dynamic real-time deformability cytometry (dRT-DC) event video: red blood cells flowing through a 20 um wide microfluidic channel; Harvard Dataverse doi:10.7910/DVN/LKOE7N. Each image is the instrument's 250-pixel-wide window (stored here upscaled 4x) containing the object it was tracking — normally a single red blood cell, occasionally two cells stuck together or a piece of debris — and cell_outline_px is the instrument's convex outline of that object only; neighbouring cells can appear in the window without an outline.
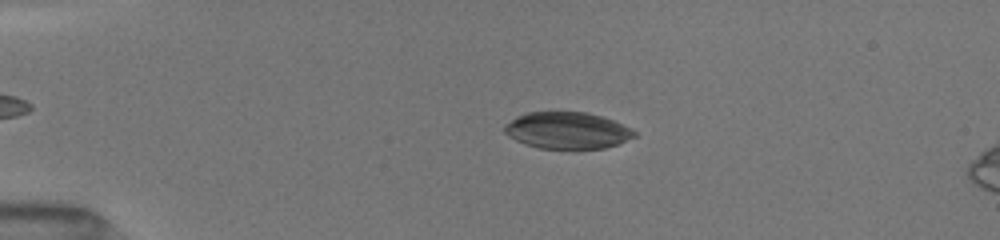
{"species": "common noctule bat (a hibernating species)", "species_latin": "Nyctalus noctula", "temperature_condition": "room temperature", "stored_images_in_passage": 55, "camera_frame_rate_fps": 3000, "um_per_image_px": 0.085, "animal": {"sex": "female", "body_mass_g": 19.5, "forearm_length_mm": 54.1}, "frame": {"image": 1, "passage_image": 18, "time_ms": 3.333, "image_size_px": [1000, 240], "cell_outline_px": [[636, 136], [616, 144], [604, 148], [540, 148], [524, 144], [508, 136], [504, 132], [504, 124], [516, 116], [528, 112], [584, 112], [600, 116], [612, 120], [636, 132]], "centroid_in_image_um": [48.15, 11.08], "position_along_channel_um": 36.8, "area_um2": 27.4}}
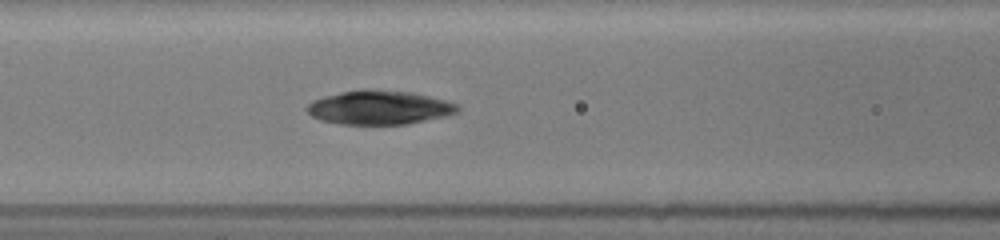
{"frame": {"image": 2, "passage_image": 44, "time_ms": 7.0, "image_size_px": [1000, 240], "cell_outline_px": [[460, 108], [456, 112], [444, 116], [404, 124], [340, 124], [320, 120], [312, 116], [308, 112], [308, 104], [312, 100], [324, 96], [340, 92], [364, 88], [412, 92], [444, 100], [456, 104]], "centroid_in_image_um": [32.19, 9.12], "position_along_channel_um": 134.4, "area_um2": 29.59}}
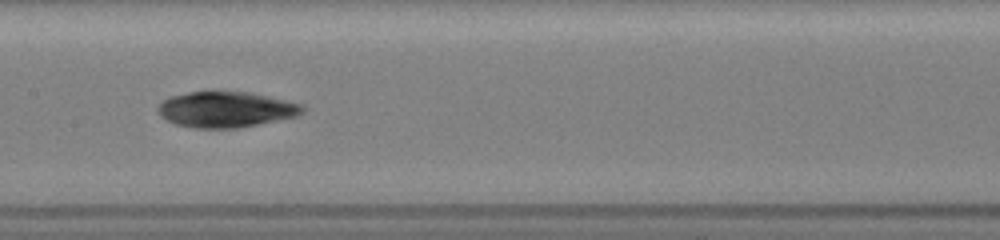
{"frame": {"image": 3, "passage_image": 54, "time_ms": 8.333, "image_size_px": [1000, 240], "cell_outline_px": [[304, 112], [296, 116], [236, 128], [196, 128], [176, 124], [160, 116], [156, 108], [168, 96], [188, 92], [252, 92], [304, 104]], "centroid_in_image_um": [19.2, 9.29], "position_along_channel_um": 188.2, "area_um2": 30.0}}